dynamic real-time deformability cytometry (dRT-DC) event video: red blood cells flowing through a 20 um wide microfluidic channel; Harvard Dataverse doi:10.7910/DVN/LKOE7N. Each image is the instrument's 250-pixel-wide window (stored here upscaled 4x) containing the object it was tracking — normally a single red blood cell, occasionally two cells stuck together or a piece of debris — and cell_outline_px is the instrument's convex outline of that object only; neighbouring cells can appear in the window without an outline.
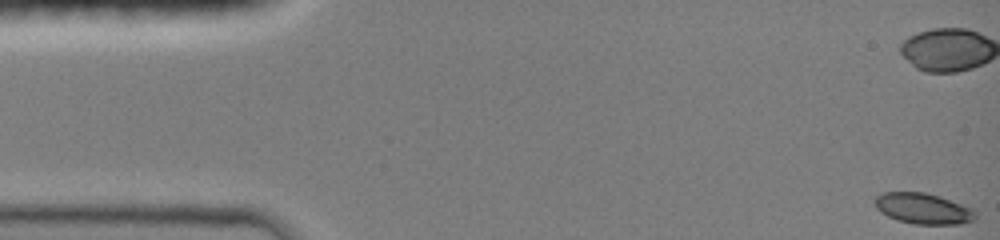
{"species": "common noctule bat (a hibernating species)", "species_latin": "Nyctalus noctula", "temperature_condition": "room temperature", "stored_images_in_passage": 36, "camera_frame_rate_fps": 3000, "um_per_image_px": 0.085, "animal": {"sex": "female", "body_mass_g": 19.0, "forearm_length_mm": 51.5}, "frame": {"image": 1, "passage_image": 1, "time_ms": 0.0, "image_size_px": [1000, 240], "cell_outline_px": [[976, 220], [960, 224], [912, 224], [896, 220], [880, 212], [876, 208], [876, 196], [884, 192], [924, 192], [972, 208], [976, 216]], "centroid_in_image_um": [78.45, 17.74], "position_along_channel_um": 6.5, "area_um2": 17.86}}